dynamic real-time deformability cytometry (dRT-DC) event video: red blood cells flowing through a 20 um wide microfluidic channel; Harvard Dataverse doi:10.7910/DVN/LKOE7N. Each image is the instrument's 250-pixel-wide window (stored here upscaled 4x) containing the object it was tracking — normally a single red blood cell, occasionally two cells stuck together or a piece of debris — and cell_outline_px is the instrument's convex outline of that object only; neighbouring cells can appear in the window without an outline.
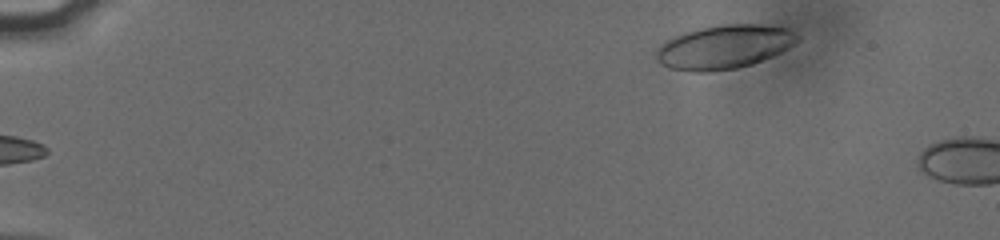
{"species": "human", "species_latin": "Homo sapiens", "temperature_condition": "cold", "stored_images_in_passage": 6, "camera_frame_rate_fps": 3000, "um_per_image_px": 0.085, "donor": {"sex": "male"}, "frame": {"image": 1, "passage_image": 2, "time_ms": 0.333, "image_size_px": [1000, 240], "cell_outline_px": [[800, 40], [796, 44], [772, 56], [752, 64], [736, 68], [708, 72], [692, 72], [668, 68], [660, 64], [656, 60], [656, 48], [664, 40], [672, 36], [684, 32], [700, 28], [724, 24], [760, 24], [788, 28], [796, 32], [800, 36]], "centroid_in_image_um": [61.53, 3.98], "position_along_channel_um": 23.5, "area_um2": 36.53}}